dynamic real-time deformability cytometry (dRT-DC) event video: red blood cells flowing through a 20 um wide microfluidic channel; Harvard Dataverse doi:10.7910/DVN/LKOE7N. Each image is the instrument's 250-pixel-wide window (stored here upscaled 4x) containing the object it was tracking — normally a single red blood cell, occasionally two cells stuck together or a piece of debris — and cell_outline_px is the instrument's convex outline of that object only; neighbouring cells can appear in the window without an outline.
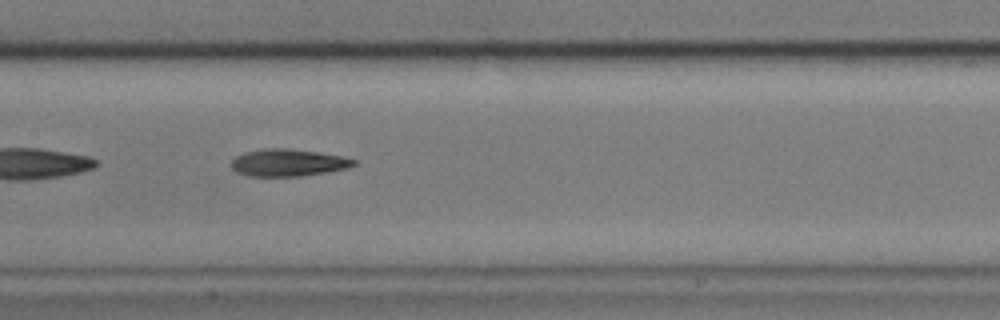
{"species": "common noctule bat (a hibernating species)", "species_latin": "Nyctalus noctula", "temperature_condition": "cold", "stored_images_in_passage": 41, "camera_frame_rate_fps": 3000, "um_per_image_px": 0.085, "animal": {"sex": "male", "body_mass_g": 17.9}, "frame": {"image": 1, "passage_image": 12, "time_ms": 3.667, "image_size_px": [1000, 320], "cell_outline_px": [[356, 164], [348, 168], [328, 172], [300, 176], [248, 176], [236, 172], [232, 168], [232, 160], [236, 156], [244, 152], [264, 148], [288, 148], [316, 152], [340, 156], [356, 160]], "centroid_in_image_um": [24.47, 13.83], "position_along_channel_um": 182.9, "area_um2": 19.36}, "authors_computed_cell_mechanics": {"area_um2": 19.9988, "velocity_mm_per_s": 3.5272, "shape_relaxation_time_tau1_ms": 3.2635, "shape_relaxation_time_tau2_ms": 9.767, "deformation_change_tau1": 0.1387, "deformation_change_tau2": 0.213}}